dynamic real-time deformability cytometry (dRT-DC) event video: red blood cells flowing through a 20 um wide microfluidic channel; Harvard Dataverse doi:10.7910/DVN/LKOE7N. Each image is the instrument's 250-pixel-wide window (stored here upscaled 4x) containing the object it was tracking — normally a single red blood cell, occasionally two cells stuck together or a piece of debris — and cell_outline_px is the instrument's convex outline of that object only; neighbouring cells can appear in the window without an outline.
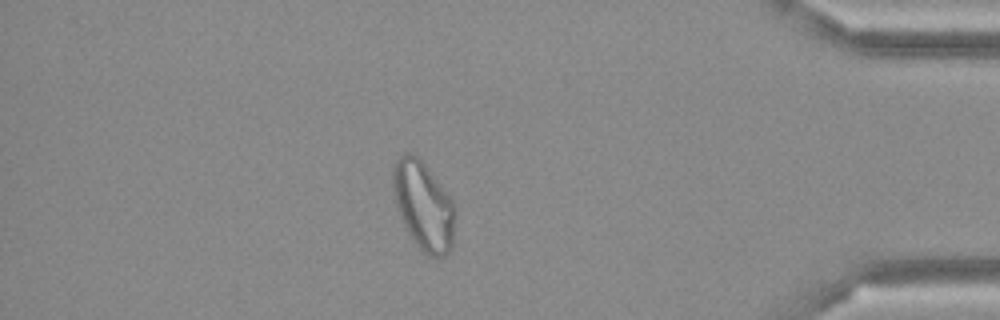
{"species": "Egyptian fruit bat (a non-hibernating species)", "species_latin": "Rousettus aegyptiacus", "temperature_condition": "cold", "stored_images_in_passage": 51, "camera_frame_rate_fps": 3000, "um_per_image_px": 0.085, "frame": {"image": 1, "passage_image": 44, "time_ms": 14.333, "image_size_px": [1000, 320], "cell_outline_px": [[456, 212], [452, 248], [444, 256], [428, 256], [416, 244], [408, 232], [404, 224], [396, 204], [392, 184], [392, 164], [404, 152], [412, 152], [424, 164], [440, 184], [452, 200], [456, 208]], "centroid_in_image_um": [36.0, 17.47], "position_along_channel_um": 399.2, "area_um2": 31.96}}